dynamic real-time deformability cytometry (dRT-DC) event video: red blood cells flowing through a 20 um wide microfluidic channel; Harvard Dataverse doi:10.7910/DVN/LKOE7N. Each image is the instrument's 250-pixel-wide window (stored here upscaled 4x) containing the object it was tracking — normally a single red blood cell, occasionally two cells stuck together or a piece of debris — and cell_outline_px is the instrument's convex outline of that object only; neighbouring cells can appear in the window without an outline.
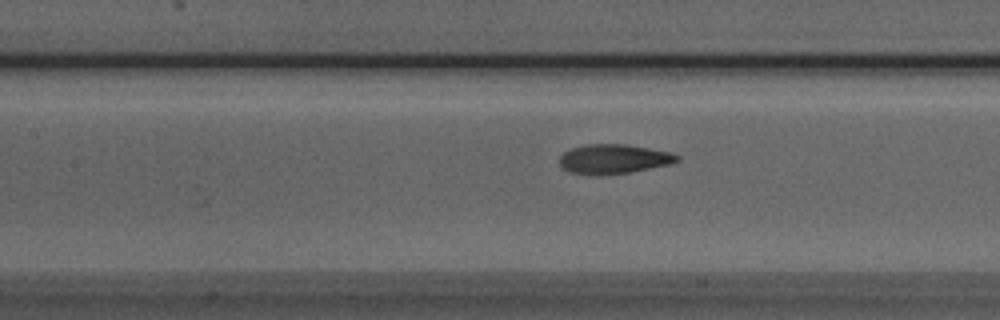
{"species": "Egyptian fruit bat (a non-hibernating species)", "species_latin": "Rousettus aegyptiacus", "temperature_condition": "room temperature", "stored_images_in_passage": 52, "camera_frame_rate_fps": 3000, "um_per_image_px": 0.085, "animal": {"sex": "male"}, "frame": {"image": 1, "passage_image": 23, "time_ms": 7.333, "image_size_px": [1000, 320], "cell_outline_px": [[680, 160], [668, 164], [628, 172], [600, 176], [596, 176], [568, 172], [560, 164], [560, 156], [564, 152], [572, 148], [584, 144], [624, 144], [672, 152], [680, 156]], "centroid_in_image_um": [52.13, 13.52], "position_along_channel_um": 155.3, "area_um2": 20.17}}
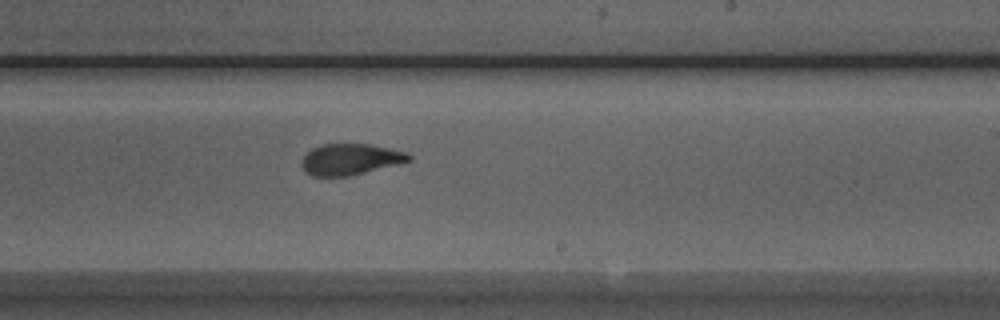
{"frame": {"image": 2, "passage_image": 31, "time_ms": 10.0, "image_size_px": [1000, 320], "cell_outline_px": [[412, 160], [348, 176], [312, 176], [300, 164], [300, 160], [312, 148], [320, 144], [372, 144], [404, 152], [412, 156]], "centroid_in_image_um": [29.74, 13.53], "position_along_channel_um": 259.3, "area_um2": 19.19}}
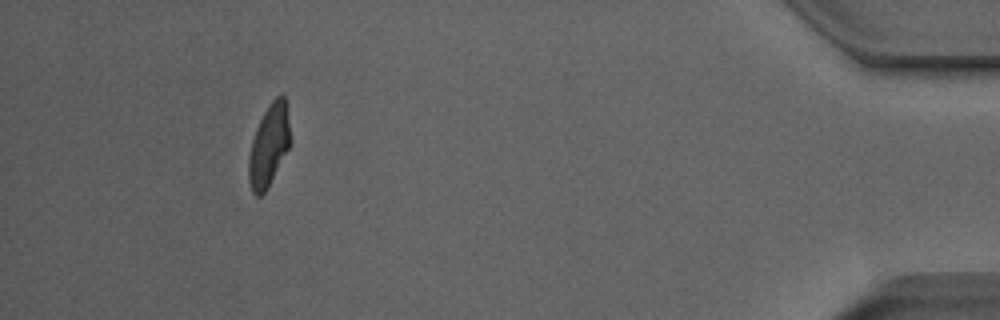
{"frame": {"image": 3, "passage_image": 48, "time_ms": 15.667, "image_size_px": [1000, 320], "cell_outline_px": [[288, 148], [264, 192], [260, 196], [256, 196], [252, 192], [248, 180], [248, 156], [252, 140], [256, 128], [264, 112], [272, 100], [276, 96], [284, 96], [288, 124]], "centroid_in_image_um": [22.79, 12.39], "position_along_channel_um": 412.4, "area_um2": 18.96}, "authors_computed_cell_mechanics": {"area_um2": 19.8832, "velocity_mm_per_s": 3.9114, "shape_relaxation_time_tau1_ms": 2.6883, "shape_relaxation_time_tau2_ms": 1.426, "deformation_change_tau1": 0.1602, "deformation_change_tau2": 0.0847}}